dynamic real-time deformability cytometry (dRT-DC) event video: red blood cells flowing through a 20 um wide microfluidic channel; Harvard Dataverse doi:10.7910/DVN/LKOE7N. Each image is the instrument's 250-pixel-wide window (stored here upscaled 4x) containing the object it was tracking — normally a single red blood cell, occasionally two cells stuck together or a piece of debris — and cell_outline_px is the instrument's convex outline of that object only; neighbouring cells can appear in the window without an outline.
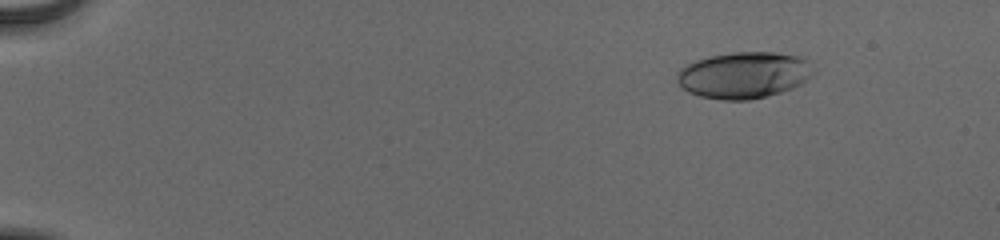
{"species": "human", "species_latin": "Homo sapiens", "temperature_condition": "cold", "stored_images_in_passage": 18, "camera_frame_rate_fps": 3000, "um_per_image_px": 0.085, "donor": {"sex": "male"}, "frame": {"image": 1, "passage_image": 8, "time_ms": 2.333, "image_size_px": [1000, 240], "cell_outline_px": [[816, 72], [808, 80], [792, 88], [768, 96], [748, 100], [724, 100], [700, 96], [688, 92], [680, 88], [676, 80], [676, 72], [680, 68], [696, 60], [708, 56], [736, 52], [776, 52], [800, 56], [808, 60]], "centroid_in_image_um": [63.23, 6.38], "position_along_channel_um": 21.8, "area_um2": 37.4}}